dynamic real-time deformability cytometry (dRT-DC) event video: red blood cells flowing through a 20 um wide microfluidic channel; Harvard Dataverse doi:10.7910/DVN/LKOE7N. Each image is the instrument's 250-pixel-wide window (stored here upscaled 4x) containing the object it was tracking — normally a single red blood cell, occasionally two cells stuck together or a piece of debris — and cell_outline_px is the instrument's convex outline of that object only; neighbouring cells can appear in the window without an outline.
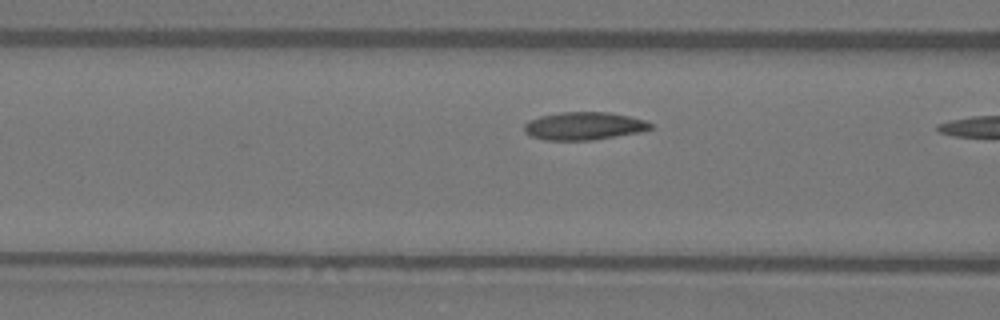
{"species": "Egyptian fruit bat (a non-hibernating species)", "species_latin": "Rousettus aegyptiacus", "temperature_condition": "warm", "stored_images_in_passage": 10, "camera_frame_rate_fps": 3000, "um_per_image_px": 0.085, "animal": {"sex": "female"}, "frame": {"image": 1, "passage_image": 9, "time_ms": 2.667, "image_size_px": [1000, 320], "cell_outline_px": [[652, 128], [640, 132], [592, 140], [544, 140], [532, 136], [524, 132], [524, 124], [528, 120], [540, 116], [560, 112], [608, 112], [628, 116], [644, 120], [652, 124]], "centroid_in_image_um": [49.6, 10.71], "position_along_channel_um": 117.0, "area_um2": 20.46}}